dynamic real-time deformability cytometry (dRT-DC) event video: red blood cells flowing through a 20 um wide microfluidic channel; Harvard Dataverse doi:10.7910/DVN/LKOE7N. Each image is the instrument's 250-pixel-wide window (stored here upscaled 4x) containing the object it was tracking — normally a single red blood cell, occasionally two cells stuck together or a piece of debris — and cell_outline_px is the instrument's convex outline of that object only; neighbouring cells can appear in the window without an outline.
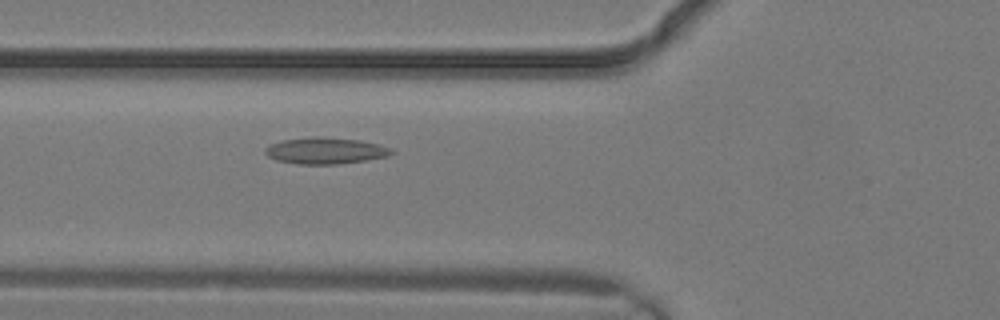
{"species": "common noctule bat (a hibernating species)", "species_latin": "Nyctalus noctula", "temperature_condition": "warm", "stored_images_in_passage": 2, "camera_frame_rate_fps": 3000, "um_per_image_px": 0.085, "animal": {"sex": "male", "body_mass_g": 19.2, "forearm_length_mm": 51.8}, "frame": {"image": 1, "passage_image": 2, "time_ms": 0.333, "image_size_px": [1000, 320], "cell_outline_px": [[396, 152], [388, 156], [364, 160], [336, 164], [300, 164], [276, 160], [268, 156], [264, 152], [264, 148], [272, 144], [284, 140], [316, 136], [320, 136], [360, 140], [376, 144], [388, 148]], "centroid_in_image_um": [27.64, 12.81], "position_along_channel_um": 98.2, "area_um2": 19.19}}